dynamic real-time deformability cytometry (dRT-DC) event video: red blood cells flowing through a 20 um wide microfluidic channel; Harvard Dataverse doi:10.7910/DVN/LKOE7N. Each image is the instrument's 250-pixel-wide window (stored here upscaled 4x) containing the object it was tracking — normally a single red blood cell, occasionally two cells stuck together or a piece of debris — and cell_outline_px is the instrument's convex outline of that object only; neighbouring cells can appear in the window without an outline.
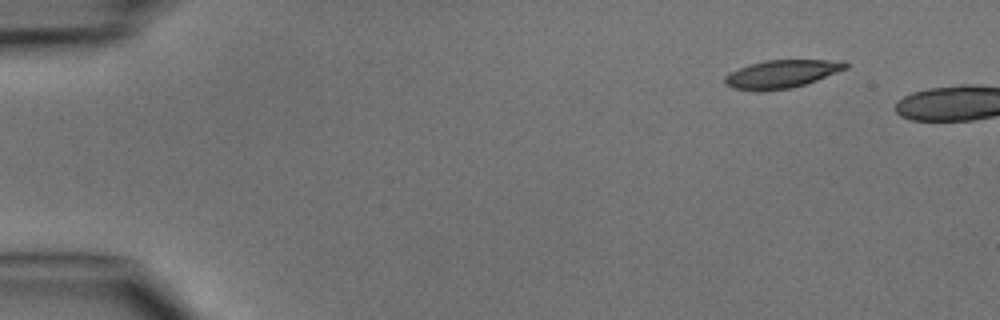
{"species": "common noctule bat (a hibernating species)", "species_latin": "Nyctalus noctula", "temperature_condition": "cold", "stored_images_in_passage": 4, "segment_of_instrument_passage": [2, 2], "camera_frame_rate_fps": 3000, "um_per_image_px": 0.085, "animal": {"sex": "male", "body_mass_g": 15.6}, "frame": {"image": 1, "passage_image": 4, "time_ms": 3.333, "image_size_px": [1000, 320], "cell_outline_px": [[848, 68], [816, 80], [792, 88], [760, 92], [756, 92], [732, 88], [724, 84], [724, 76], [728, 72], [764, 60], [844, 60], [848, 64]], "centroid_in_image_um": [66.4, 6.3], "position_along_channel_um": 18.6, "area_um2": 19.94}}